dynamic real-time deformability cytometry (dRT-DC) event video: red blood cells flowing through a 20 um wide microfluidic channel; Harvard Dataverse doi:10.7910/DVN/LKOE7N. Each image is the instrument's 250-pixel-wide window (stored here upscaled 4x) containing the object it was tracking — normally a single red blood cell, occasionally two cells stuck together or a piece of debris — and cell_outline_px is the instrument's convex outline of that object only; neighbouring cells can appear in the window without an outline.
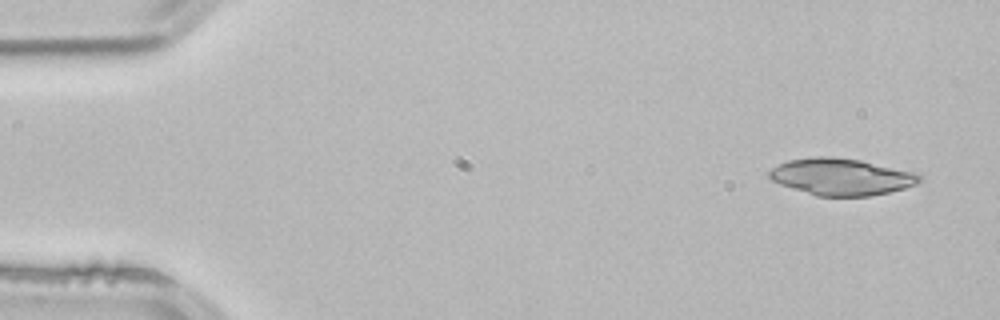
{"species": "common noctule bat (a hibernating species)", "species_latin": "Nyctalus noctula", "temperature_condition": "room temperature", "stored_images_in_passage": 2, "camera_frame_rate_fps": 3000, "um_per_image_px": 0.085, "animal": {"sex": "male", "body_mass_g": 21.5, "forearm_length_mm": 52.0}, "frame": {"image": 1, "passage_image": 1, "time_ms": 0.0, "image_size_px": [1000, 320], "cell_outline_px": [[920, 180], [916, 184], [904, 188], [888, 192], [868, 196], [816, 196], [780, 184], [772, 180], [768, 176], [768, 172], [772, 168], [788, 160], [816, 156], [832, 156], [860, 160], [916, 172], [920, 176]], "centroid_in_image_um": [71.49, 15.02], "position_along_channel_um": 13.5, "area_um2": 32.08}}